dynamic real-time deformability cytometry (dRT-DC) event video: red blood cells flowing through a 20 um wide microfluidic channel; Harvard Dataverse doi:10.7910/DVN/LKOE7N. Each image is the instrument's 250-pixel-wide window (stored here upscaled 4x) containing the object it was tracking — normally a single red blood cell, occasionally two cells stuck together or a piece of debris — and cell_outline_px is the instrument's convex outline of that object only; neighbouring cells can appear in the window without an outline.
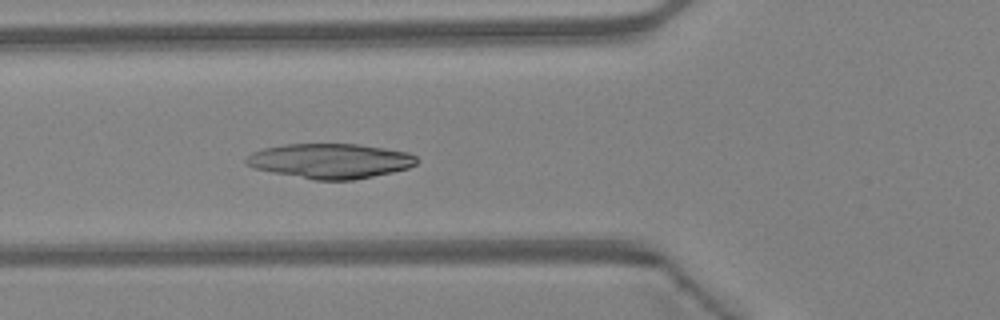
{"species": "Egyptian fruit bat (a non-hibernating species)", "species_latin": "Rousettus aegyptiacus", "temperature_condition": "warm", "stored_images_in_passage": 47, "camera_frame_rate_fps": 3000, "um_per_image_px": 0.085, "animal": {"sex": "female"}, "frame": {"image": 1, "passage_image": 18, "time_ms": 5.667, "image_size_px": [1000, 320], "cell_outline_px": [[420, 160], [416, 164], [408, 168], [392, 172], [352, 180], [312, 180], [252, 168], [244, 164], [244, 160], [252, 152], [264, 148], [284, 144], [360, 144], [408, 152], [416, 156]], "centroid_in_image_um": [28.05, 13.68], "position_along_channel_um": 97.7, "area_um2": 34.85}}
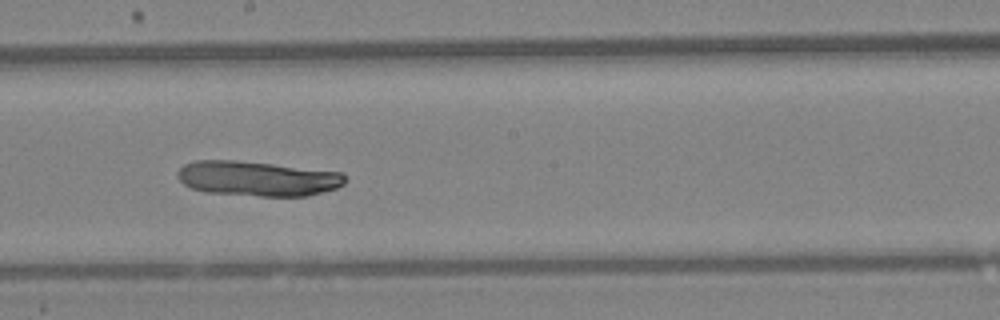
{"frame": {"image": 2, "passage_image": 27, "time_ms": 8.667, "image_size_px": [1000, 320], "cell_outline_px": [[348, 180], [344, 184], [336, 188], [308, 196], [260, 196], [204, 192], [192, 188], [184, 184], [176, 176], [176, 172], [184, 164], [196, 160], [232, 160], [272, 164], [344, 172]], "centroid_in_image_um": [21.9, 15.18], "position_along_channel_um": 226.3, "area_um2": 34.28}}
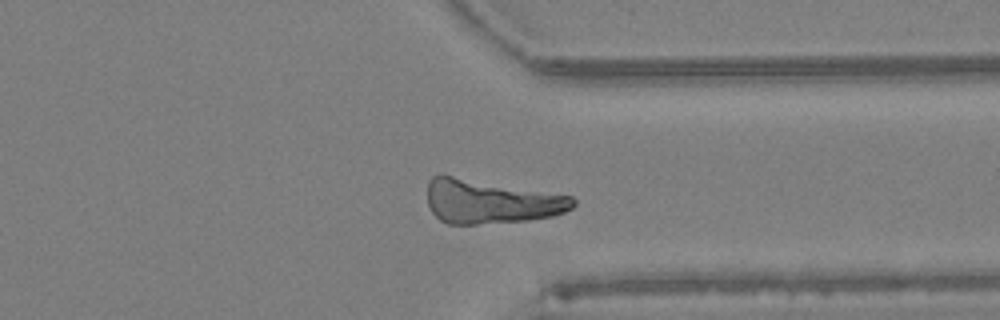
{"frame": {"image": 3, "passage_image": 37, "time_ms": 12.0, "image_size_px": [1000, 320], "cell_outline_px": [[576, 204], [572, 208], [564, 212], [552, 216], [528, 220], [476, 224], [448, 224], [440, 220], [432, 212], [428, 204], [428, 180], [432, 176], [440, 172], [572, 196], [576, 200]], "centroid_in_image_um": [41.67, 17.09], "position_along_channel_um": 369.7, "area_um2": 38.09}}